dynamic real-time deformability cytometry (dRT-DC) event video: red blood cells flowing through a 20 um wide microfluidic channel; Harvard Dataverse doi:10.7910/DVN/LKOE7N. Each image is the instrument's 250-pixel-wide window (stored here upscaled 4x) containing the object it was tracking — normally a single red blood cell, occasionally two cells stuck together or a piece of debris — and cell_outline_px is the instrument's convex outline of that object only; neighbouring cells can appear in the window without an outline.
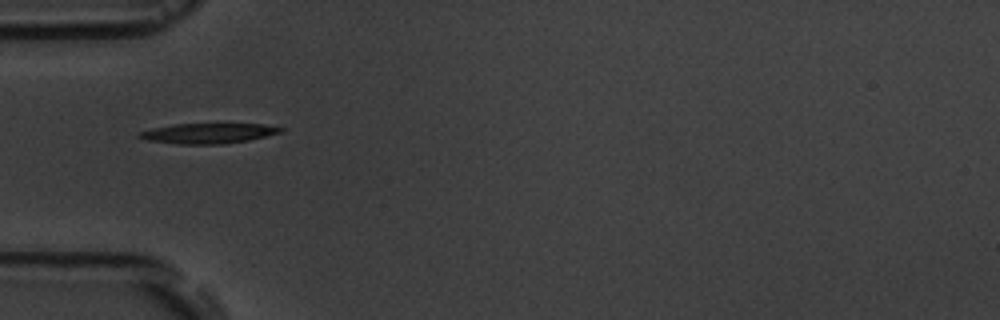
{"species": "common noctule bat (a hibernating species)", "species_latin": "Nyctalus noctula", "temperature_condition": "room temperature", "stored_images_in_passage": 8, "camera_frame_rate_fps": 3000, "um_per_image_px": 0.085, "animal": {"sex": "male", "body_mass_g": 19.5, "forearm_length_mm": 54.6}, "frame": {"image": 1, "passage_image": 6, "time_ms": 5.667, "image_size_px": [1000, 320], "cell_outline_px": [[284, 132], [248, 140], [224, 144], [176, 144], [148, 140], [136, 136], [136, 132], [152, 128], [172, 124], [264, 124], [284, 128]], "centroid_in_image_um": [17.68, 11.33], "position_along_channel_um": 67.3, "area_um2": 16.76}}
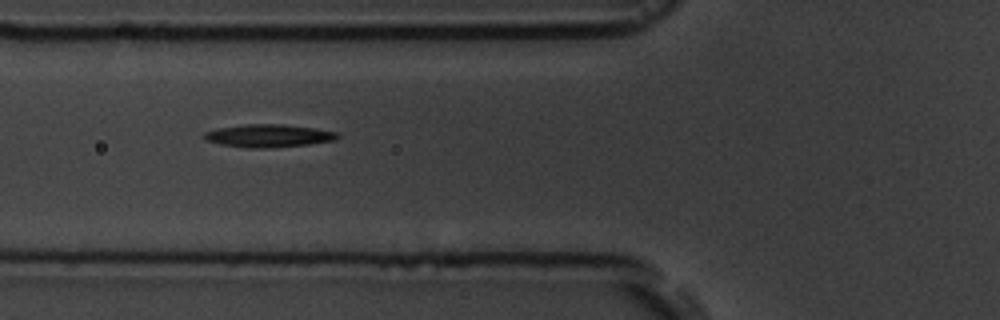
{"frame": {"image": 2, "passage_image": 7, "time_ms": 6.667, "image_size_px": [1000, 320], "cell_outline_px": [[340, 136], [336, 140], [308, 144], [268, 148], [248, 148], [220, 144], [204, 140], [204, 132], [220, 128], [244, 124], [284, 124], [316, 128], [340, 132]], "centroid_in_image_um": [22.87, 11.53], "position_along_channel_um": 102.9, "area_um2": 17.86}}
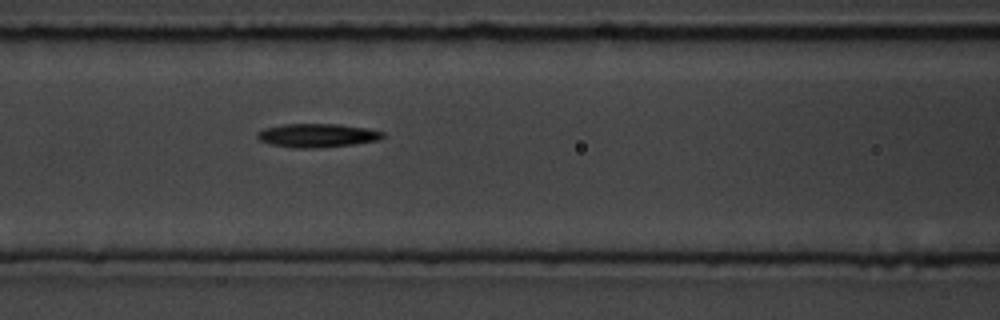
{"frame": {"image": 3, "passage_image": 8, "time_ms": 7.667, "image_size_px": [1000, 320], "cell_outline_px": [[384, 136], [380, 140], [352, 144], [316, 148], [292, 148], [272, 144], [260, 140], [256, 136], [256, 132], [264, 128], [280, 124], [336, 124], [368, 128], [384, 132]], "centroid_in_image_um": [26.95, 11.5], "position_along_channel_um": 139.7, "area_um2": 17.34}}